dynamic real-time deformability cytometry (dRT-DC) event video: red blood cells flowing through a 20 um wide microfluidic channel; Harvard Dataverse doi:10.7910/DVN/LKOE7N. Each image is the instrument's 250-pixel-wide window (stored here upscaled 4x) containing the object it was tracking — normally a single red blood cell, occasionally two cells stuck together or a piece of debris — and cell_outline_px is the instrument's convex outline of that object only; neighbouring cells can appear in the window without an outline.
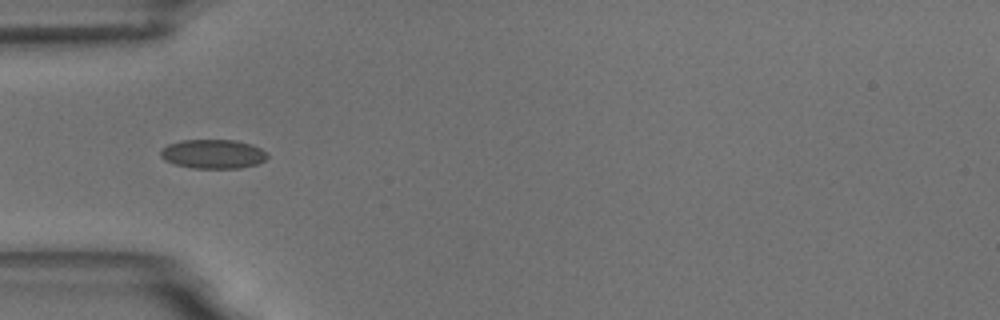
{"species": "common noctule bat (a hibernating species)", "species_latin": "Nyctalus noctula", "temperature_condition": "room temperature", "stored_images_in_passage": 14, "camera_frame_rate_fps": 3000, "um_per_image_px": 0.085, "animal": {"sex": "male", "body_mass_g": 18.8}, "frame": {"image": 1, "passage_image": 3, "time_ms": 0.667, "image_size_px": [1000, 320], "cell_outline_px": [[268, 156], [264, 160], [256, 164], [240, 168], [192, 168], [176, 164], [164, 160], [160, 156], [160, 152], [168, 144], [180, 140], [236, 140], [252, 144], [260, 148]], "centroid_in_image_um": [18.09, 13.08], "position_along_channel_um": 66.9, "area_um2": 18.03}}